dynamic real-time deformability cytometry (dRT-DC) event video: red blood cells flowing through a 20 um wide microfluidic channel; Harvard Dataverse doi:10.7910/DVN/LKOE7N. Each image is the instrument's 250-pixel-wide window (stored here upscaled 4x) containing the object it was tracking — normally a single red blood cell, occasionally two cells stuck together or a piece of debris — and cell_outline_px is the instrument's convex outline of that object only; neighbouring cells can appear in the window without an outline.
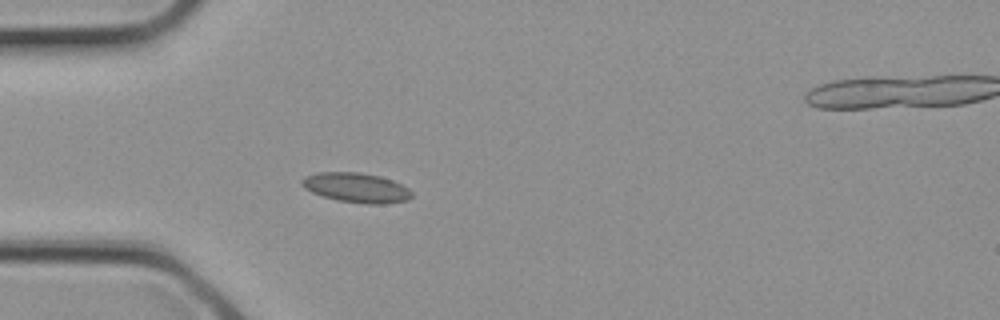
{"species": "common noctule bat (a hibernating species)", "species_latin": "Nyctalus noctula", "temperature_condition": "cold", "stored_images_in_passage": 3, "camera_frame_rate_fps": 3000, "um_per_image_px": 0.085, "animal": {"sex": "female", "body_mass_g": 21.9}, "frame": {"image": 1, "passage_image": 2, "time_ms": 0.333, "image_size_px": [1000, 320], "cell_outline_px": [[412, 196], [408, 200], [384, 204], [364, 204], [336, 200], [312, 192], [304, 188], [300, 184], [300, 180], [304, 176], [316, 172], [360, 172], [380, 176], [392, 180], [408, 188], [412, 192]], "centroid_in_image_um": [30.26, 15.95], "position_along_channel_um": 54.7, "area_um2": 19.19}}